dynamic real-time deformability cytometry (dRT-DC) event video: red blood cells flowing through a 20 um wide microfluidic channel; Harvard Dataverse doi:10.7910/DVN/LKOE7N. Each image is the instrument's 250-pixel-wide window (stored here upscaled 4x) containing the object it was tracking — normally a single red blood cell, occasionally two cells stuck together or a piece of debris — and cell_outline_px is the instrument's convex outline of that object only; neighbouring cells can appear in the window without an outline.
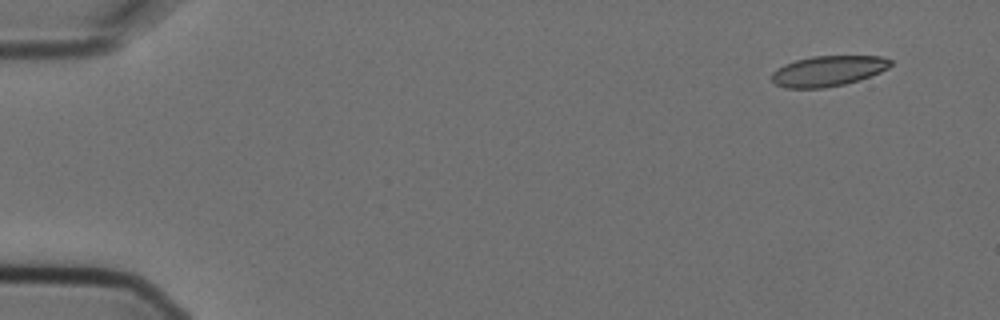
{"species": "Egyptian fruit bat (a non-hibernating species)", "species_latin": "Rousettus aegyptiacus", "temperature_condition": "cold", "stored_images_in_passage": 8, "camera_frame_rate_fps": 3000, "um_per_image_px": 0.085, "animal": {"sex": "female"}, "frame": {"image": 1, "passage_image": 2, "time_ms": 0.333, "image_size_px": [1000, 320], "cell_outline_px": [[892, 64], [888, 68], [880, 72], [860, 80], [844, 84], [824, 88], [784, 88], [776, 84], [772, 80], [772, 72], [776, 68], [784, 64], [796, 60], [812, 56], [880, 56], [892, 60]], "centroid_in_image_um": [70.38, 6.03], "position_along_channel_um": 14.6, "area_um2": 21.15}}
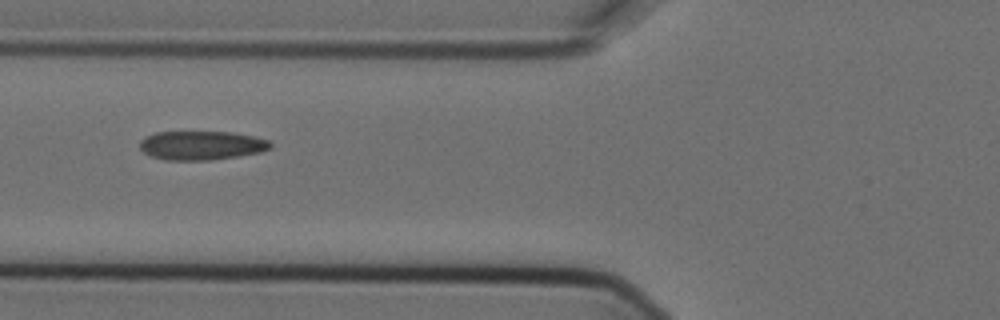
{"frame": {"image": 2, "passage_image": 7, "time_ms": 2.0, "image_size_px": [1000, 320], "cell_outline_px": [[272, 148], [260, 152], [212, 160], [164, 160], [152, 156], [144, 152], [140, 148], [140, 140], [144, 136], [156, 132], [232, 132], [256, 136], [268, 140], [272, 144]], "centroid_in_image_um": [17.13, 12.35], "position_along_channel_um": 108.7, "area_um2": 22.14}}
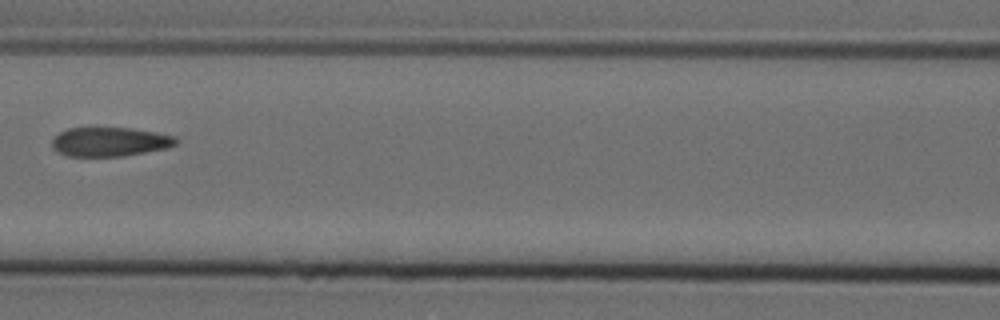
{"frame": {"image": 3, "passage_image": 8, "time_ms": 2.333, "image_size_px": [1000, 320], "cell_outline_px": [[176, 144], [168, 148], [124, 156], [68, 156], [56, 152], [52, 148], [52, 140], [60, 132], [68, 128], [132, 128], [156, 132], [176, 136]], "centroid_in_image_um": [9.33, 12.05], "position_along_channel_um": 157.3, "area_um2": 21.1}}